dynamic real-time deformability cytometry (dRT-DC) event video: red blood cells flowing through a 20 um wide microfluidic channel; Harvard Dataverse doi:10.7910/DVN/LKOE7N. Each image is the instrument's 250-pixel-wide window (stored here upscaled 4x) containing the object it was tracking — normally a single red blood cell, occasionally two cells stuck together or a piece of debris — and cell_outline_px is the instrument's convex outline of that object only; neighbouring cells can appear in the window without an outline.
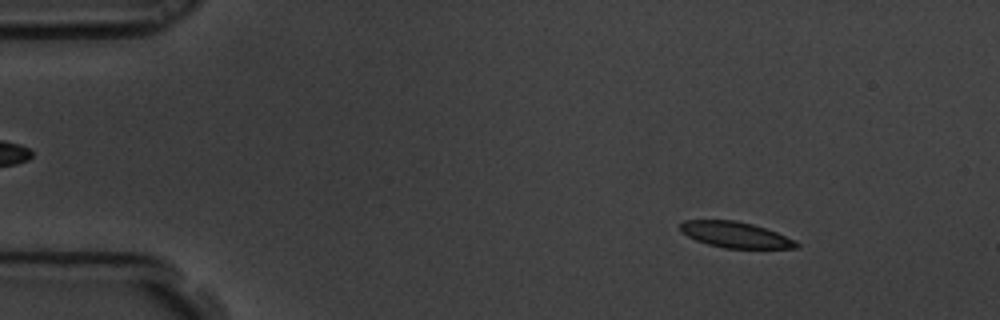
{"species": "common noctule bat (a hibernating species)", "species_latin": "Nyctalus noctula", "temperature_condition": "room temperature", "stored_images_in_passage": 58, "camera_frame_rate_fps": 3000, "um_per_image_px": 0.085, "animal": {"sex": "male", "body_mass_g": 19.5, "forearm_length_mm": 54.6}, "frame": {"image": 1, "passage_image": 7, "time_ms": 2.0, "image_size_px": [1000, 320], "cell_outline_px": [[800, 248], [724, 248], [708, 244], [696, 240], [688, 236], [680, 228], [680, 224], [684, 220], [736, 220], [752, 224], [776, 232], [796, 240], [800, 244]], "centroid_in_image_um": [62.54, 19.95], "position_along_channel_um": 22.5, "area_um2": 17.4}}
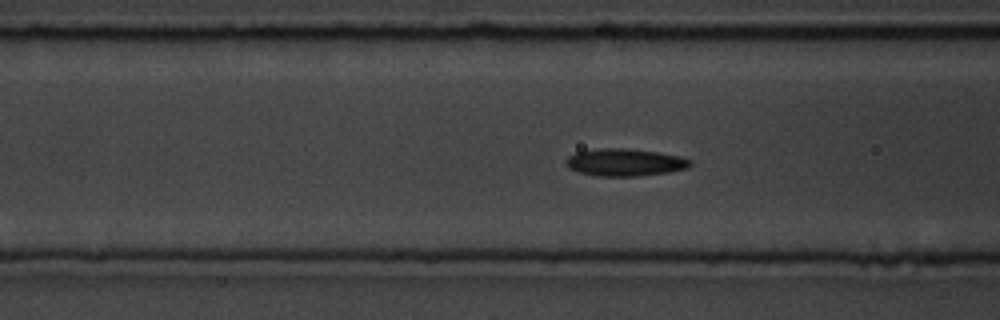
{"frame": {"image": 2, "passage_image": 22, "time_ms": 7.0, "image_size_px": [1000, 320], "cell_outline_px": [[692, 164], [688, 168], [668, 172], [636, 176], [596, 176], [580, 172], [568, 168], [564, 164], [564, 160], [568, 156], [576, 152], [600, 148], [628, 148], [656, 152], [680, 156], [692, 160]], "centroid_in_image_um": [53.09, 13.8], "position_along_channel_um": 113.5, "area_um2": 19.94}}
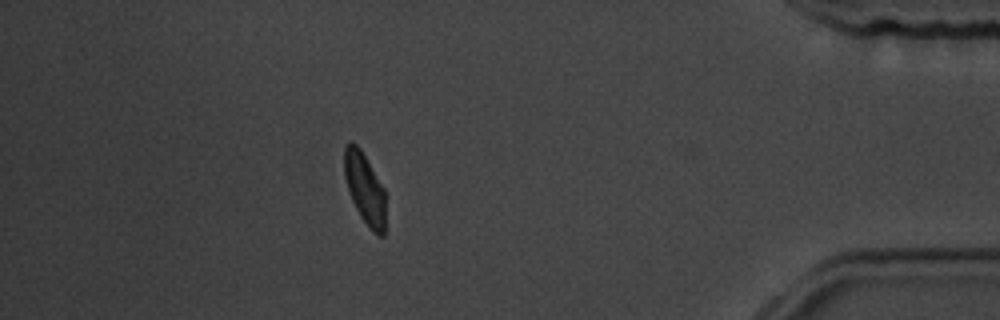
{"frame": {"image": 3, "passage_image": 51, "time_ms": 16.667, "image_size_px": [1000, 320], "cell_outline_px": [[384, 236], [380, 236], [372, 232], [360, 216], [352, 200], [344, 176], [344, 148], [348, 140], [352, 140], [360, 148], [384, 188]], "centroid_in_image_um": [30.98, 15.99], "position_along_channel_um": 404.2, "area_um2": 16.99}, "authors_computed_cell_mechanics": {"area_um2": 18.3515, "velocity_mm_per_s": 3.487, "shape_relaxation_time_tau1_ms": 3.0181, "shape_relaxation_time_tau2_ms": 2.7555, "deformation_change_tau1": 0.1176, "deformation_change_tau2": 0.075}}